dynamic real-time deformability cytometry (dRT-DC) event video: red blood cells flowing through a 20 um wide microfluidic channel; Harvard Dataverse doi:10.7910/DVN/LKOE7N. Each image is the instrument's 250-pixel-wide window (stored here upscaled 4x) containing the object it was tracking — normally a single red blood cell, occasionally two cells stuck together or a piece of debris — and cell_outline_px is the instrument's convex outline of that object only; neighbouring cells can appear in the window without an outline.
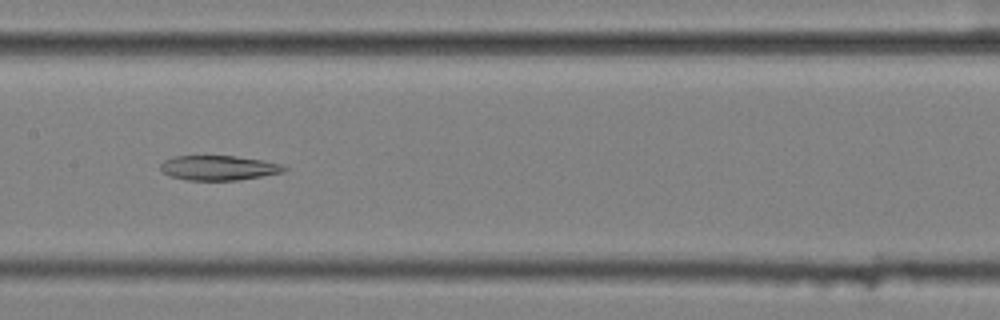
{"species": "common noctule bat (a hibernating species)", "species_latin": "Nyctalus noctula", "temperature_condition": "cold", "stored_images_in_passage": 6, "camera_frame_rate_fps": 3000, "um_per_image_px": 0.085, "animal": {"sex": "female", "body_mass_g": 25.1}, "frame": {"image": 1, "passage_image": 4, "time_ms": 1.0, "image_size_px": [1000, 320], "cell_outline_px": [[288, 168], [284, 172], [236, 180], [188, 180], [168, 176], [160, 168], [160, 164], [164, 160], [176, 156], [236, 156], [264, 160], [280, 164]], "centroid_in_image_um": [18.57, 14.26], "position_along_channel_um": 188.8, "area_um2": 17.74}}
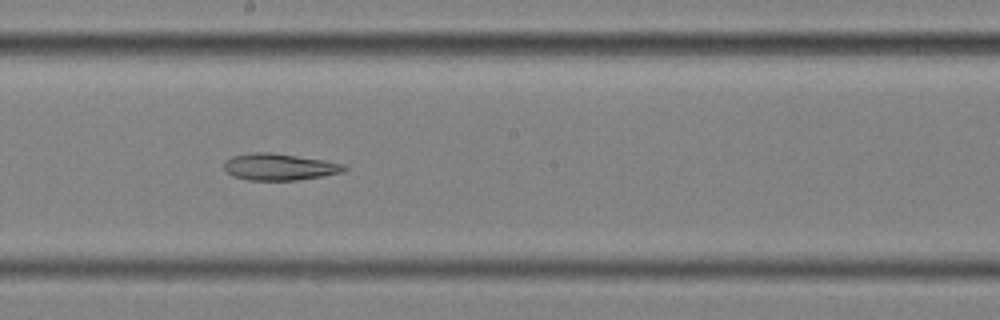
{"frame": {"image": 2, "passage_image": 5, "time_ms": 1.333, "image_size_px": [1000, 320], "cell_outline_px": [[348, 168], [344, 172], [296, 180], [248, 180], [232, 176], [224, 168], [224, 160], [232, 156], [256, 152], [268, 152], [324, 160], [344, 164]], "centroid_in_image_um": [23.73, 14.19], "position_along_channel_um": 224.5, "area_um2": 18.55}}
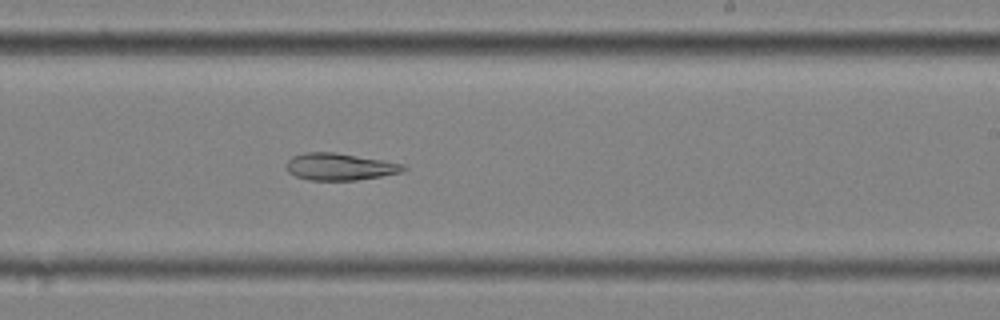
{"frame": {"image": 3, "passage_image": 6, "time_ms": 1.667, "image_size_px": [1000, 320], "cell_outline_px": [[408, 168], [400, 172], [380, 176], [356, 180], [308, 180], [296, 176], [288, 172], [284, 164], [292, 156], [304, 152], [336, 152], [404, 164]], "centroid_in_image_um": [28.83, 14.16], "position_along_channel_um": 260.2, "area_um2": 18.44}}